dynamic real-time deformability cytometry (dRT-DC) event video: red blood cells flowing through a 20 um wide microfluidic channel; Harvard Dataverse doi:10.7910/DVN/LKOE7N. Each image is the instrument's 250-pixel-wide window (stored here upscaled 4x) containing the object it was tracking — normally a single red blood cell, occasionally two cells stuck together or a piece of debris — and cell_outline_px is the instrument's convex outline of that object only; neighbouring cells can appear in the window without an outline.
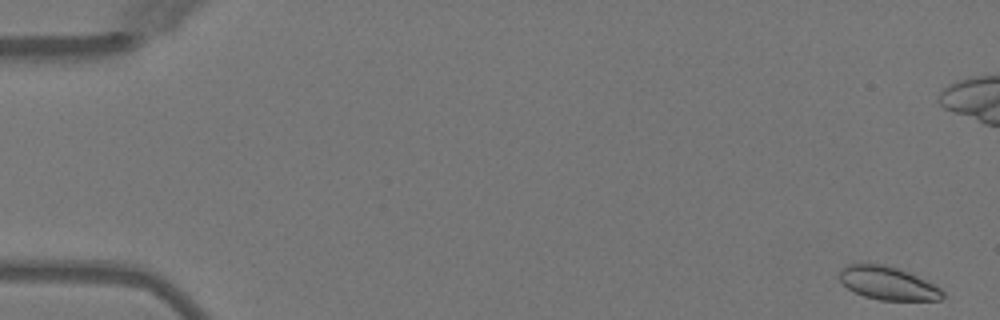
{"species": "Egyptian fruit bat (a non-hibernating species)", "species_latin": "Rousettus aegyptiacus", "temperature_condition": "warm", "stored_images_in_passage": 6, "camera_frame_rate_fps": 3000, "um_per_image_px": 0.085, "animal": {"sex": "female"}, "frame": {"image": 1, "passage_image": 1, "time_ms": 0.0, "image_size_px": [1000, 320], "cell_outline_px": [[944, 296], [940, 300], [880, 300], [864, 296], [848, 288], [836, 276], [840, 268], [848, 264], [884, 264], [908, 272], [940, 288], [944, 292]], "centroid_in_image_um": [75.42, 24.07], "position_along_channel_um": 9.6, "area_um2": 19.83}}